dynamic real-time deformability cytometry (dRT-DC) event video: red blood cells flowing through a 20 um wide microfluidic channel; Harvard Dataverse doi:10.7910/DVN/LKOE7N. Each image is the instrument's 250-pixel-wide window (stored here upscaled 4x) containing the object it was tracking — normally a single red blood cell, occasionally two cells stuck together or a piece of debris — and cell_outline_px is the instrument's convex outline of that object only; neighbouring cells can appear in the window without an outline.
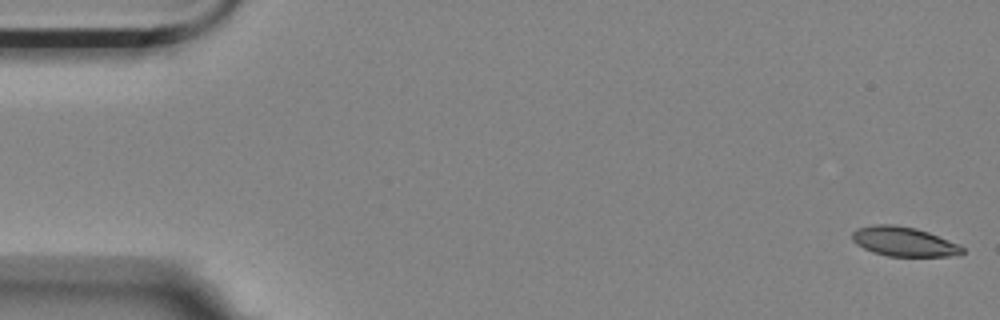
{"species": "Egyptian fruit bat (a non-hibernating species)", "species_latin": "Rousettus aegyptiacus", "temperature_condition": "room temperature", "stored_images_in_passage": 41, "camera_frame_rate_fps": 3000, "um_per_image_px": 0.085, "animal": {"sex": "female"}, "frame": {"image": 1, "passage_image": 1, "time_ms": 0.0, "image_size_px": [1000, 320], "cell_outline_px": [[964, 252], [960, 256], [888, 256], [872, 252], [856, 244], [852, 240], [852, 232], [856, 228], [872, 224], [892, 224], [916, 228], [928, 232], [960, 244], [964, 248]], "centroid_in_image_um": [76.83, 20.53], "position_along_channel_um": 8.2, "area_um2": 19.13}}
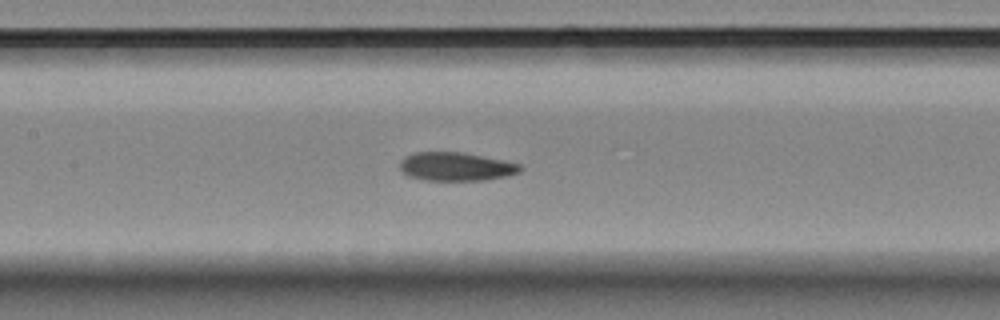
{"frame": {"image": 2, "passage_image": 26, "time_ms": 8.333, "image_size_px": [1000, 320], "cell_outline_px": [[520, 172], [508, 176], [484, 180], [424, 180], [408, 176], [400, 172], [400, 160], [404, 156], [416, 152], [460, 152], [504, 160], [520, 164]], "centroid_in_image_um": [38.71, 14.16], "position_along_channel_um": 168.7, "area_um2": 20.06}}
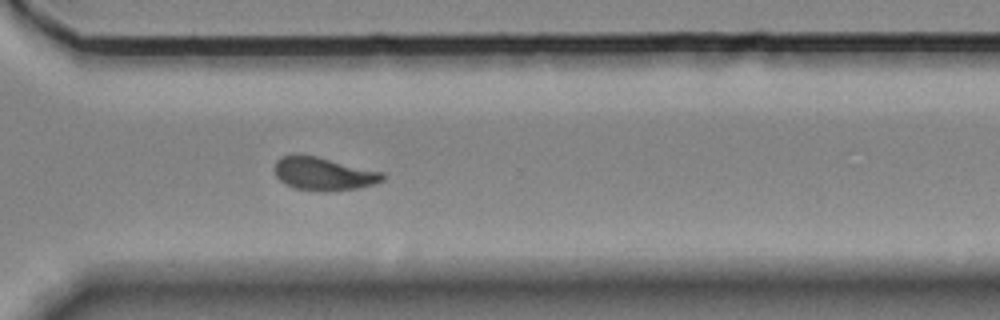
{"frame": {"image": 3, "passage_image": 41, "time_ms": 13.333, "image_size_px": [1000, 320], "cell_outline_px": [[384, 180], [376, 184], [360, 188], [324, 192], [320, 192], [296, 188], [280, 180], [276, 176], [276, 160], [280, 156], [316, 156], [384, 172]], "centroid_in_image_um": [27.57, 14.8], "position_along_channel_um": 343.0, "area_um2": 20.63}}